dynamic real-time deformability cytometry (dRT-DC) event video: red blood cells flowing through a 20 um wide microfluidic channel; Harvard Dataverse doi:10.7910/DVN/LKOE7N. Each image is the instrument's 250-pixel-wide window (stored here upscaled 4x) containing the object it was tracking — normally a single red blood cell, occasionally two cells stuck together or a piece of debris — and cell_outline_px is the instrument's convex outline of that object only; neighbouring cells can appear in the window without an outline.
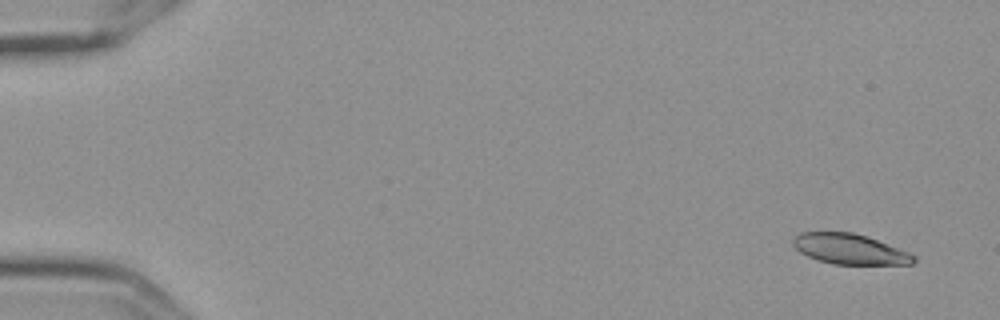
{"species": "Egyptian fruit bat (a non-hibernating species)", "species_latin": "Rousettus aegyptiacus", "temperature_condition": "cold", "stored_images_in_passage": 5, "camera_frame_rate_fps": 3000, "um_per_image_px": 0.085, "frame": {"image": 1, "passage_image": 1, "time_ms": 0.0, "image_size_px": [1000, 320], "cell_outline_px": [[916, 260], [912, 264], [832, 264], [808, 256], [800, 252], [792, 244], [792, 240], [800, 232], [852, 232], [868, 236], [908, 252], [916, 256]], "centroid_in_image_um": [72.23, 21.16], "position_along_channel_um": 12.8, "area_um2": 21.21}}
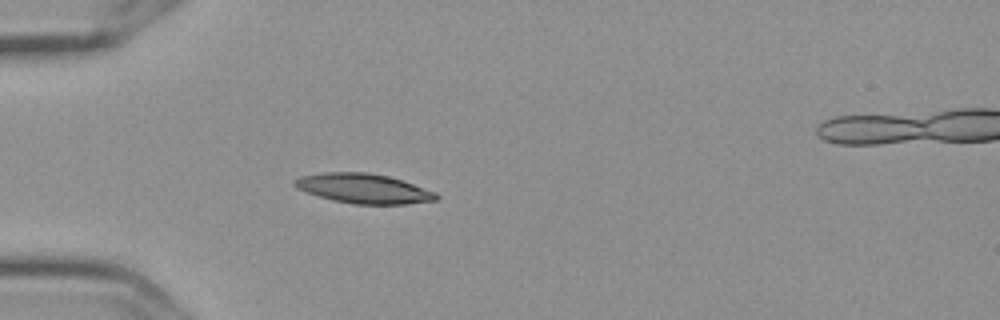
{"frame": {"image": 2, "passage_image": 5, "time_ms": 1.333, "image_size_px": [1000, 320], "cell_outline_px": [[440, 196], [436, 200], [404, 204], [352, 204], [332, 200], [296, 188], [292, 184], [292, 180], [300, 176], [324, 172], [368, 172], [388, 176], [436, 192]], "centroid_in_image_um": [30.87, 16.02], "position_along_channel_um": 54.1, "area_um2": 24.39}}